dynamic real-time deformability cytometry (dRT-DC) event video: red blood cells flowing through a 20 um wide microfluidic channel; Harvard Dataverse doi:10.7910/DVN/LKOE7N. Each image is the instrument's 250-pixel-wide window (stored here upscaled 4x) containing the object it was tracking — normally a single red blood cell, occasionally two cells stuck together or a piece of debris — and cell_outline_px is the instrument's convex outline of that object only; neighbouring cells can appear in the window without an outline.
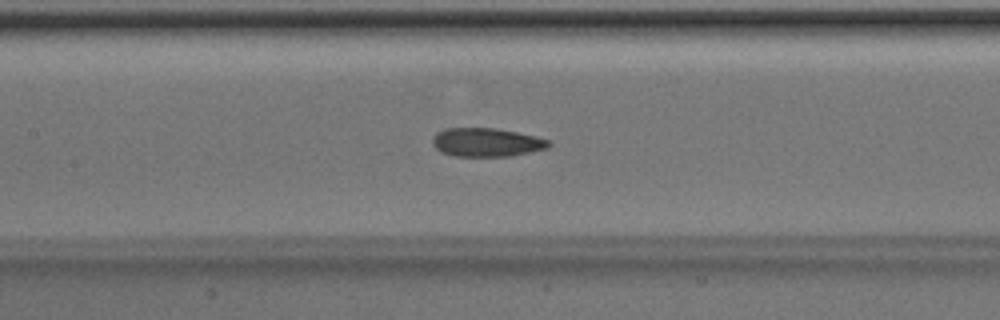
{"species": "Egyptian fruit bat (a non-hibernating species)", "species_latin": "Rousettus aegyptiacus", "temperature_condition": "room temperature", "stored_images_in_passage": 36, "camera_frame_rate_fps": 3000, "um_per_image_px": 0.085, "animal": {"sex": "male"}, "frame": {"image": 1, "passage_image": 12, "time_ms": 3.667, "image_size_px": [1000, 320], "cell_outline_px": [[552, 144], [548, 148], [512, 156], [456, 156], [440, 152], [432, 144], [432, 136], [436, 132], [444, 128], [496, 128], [536, 136], [552, 140]], "centroid_in_image_um": [41.36, 12.09], "position_along_channel_um": 166.0, "area_um2": 19.65}}
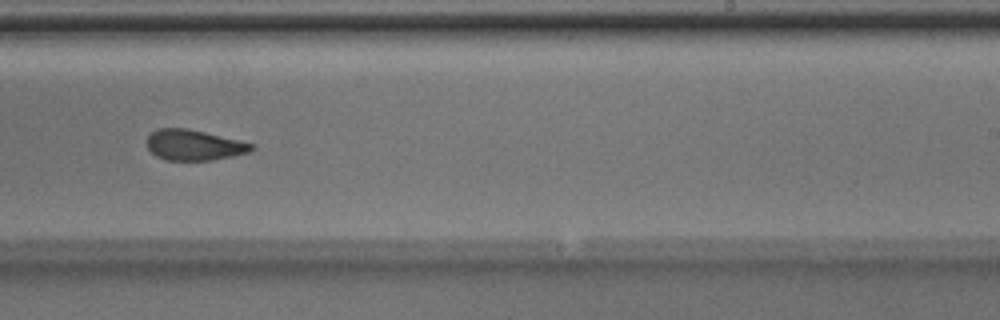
{"frame": {"image": 2, "passage_image": 20, "time_ms": 6.333, "image_size_px": [1000, 320], "cell_outline_px": [[256, 148], [252, 152], [212, 160], [164, 160], [156, 156], [148, 148], [148, 136], [152, 132], [160, 128], [188, 128], [256, 144]], "centroid_in_image_um": [16.55, 12.33], "position_along_channel_um": 272.5, "area_um2": 18.73}}
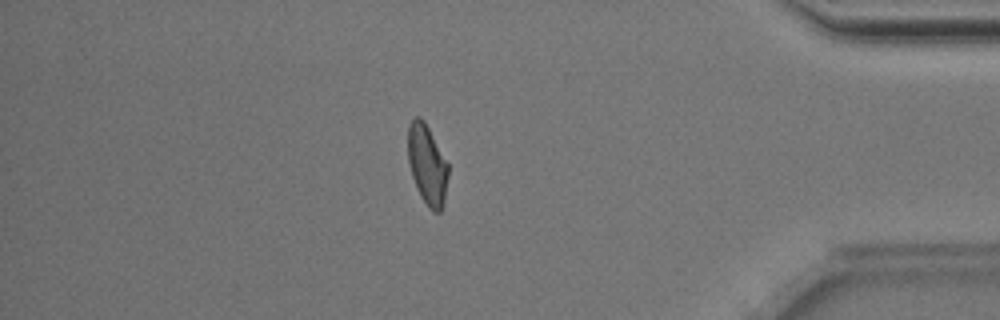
{"frame": {"image": 3, "passage_image": 32, "time_ms": 10.333, "image_size_px": [1000, 320], "cell_outline_px": [[448, 176], [444, 204], [440, 212], [432, 212], [428, 208], [420, 196], [416, 188], [412, 176], [408, 160], [408, 124], [416, 116], [420, 116], [424, 120], [448, 164]], "centroid_in_image_um": [36.31, 14.03], "position_along_channel_um": 398.9, "area_um2": 18.84}, "authors_computed_cell_mechanics": {"area_um2": 19.652, "velocity_mm_per_s": 4.0093, "shape_relaxation_time_tau1_ms": null, "shape_relaxation_time_tau2_ms": 2.3059, "deformation_change_tau1": null, "deformation_change_tau2": 0.0802}}